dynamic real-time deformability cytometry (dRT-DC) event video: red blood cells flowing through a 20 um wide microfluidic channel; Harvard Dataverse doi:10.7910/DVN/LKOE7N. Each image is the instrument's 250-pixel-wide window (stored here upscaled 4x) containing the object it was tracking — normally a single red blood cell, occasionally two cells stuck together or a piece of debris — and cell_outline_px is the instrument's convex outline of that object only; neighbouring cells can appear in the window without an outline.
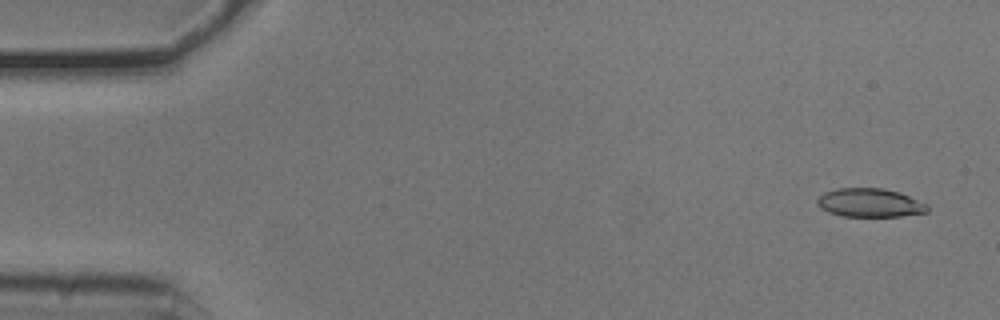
{"species": "common noctule bat (a hibernating species)", "species_latin": "Nyctalus noctula", "temperature_condition": "cold", "stored_images_in_passage": 53, "camera_frame_rate_fps": 3000, "um_per_image_px": 0.085, "animal": {"sex": "male", "body_mass_g": 20.5, "forearm_length_mm": 52.5}, "frame": {"image": 1, "passage_image": 3, "time_ms": 0.667, "image_size_px": [1000, 320], "cell_outline_px": [[928, 212], [900, 216], [840, 216], [828, 212], [820, 208], [816, 204], [816, 200], [824, 192], [836, 188], [884, 188], [900, 192], [928, 204]], "centroid_in_image_um": [73.92, 17.23], "position_along_channel_um": 11.1, "area_um2": 18.55}}
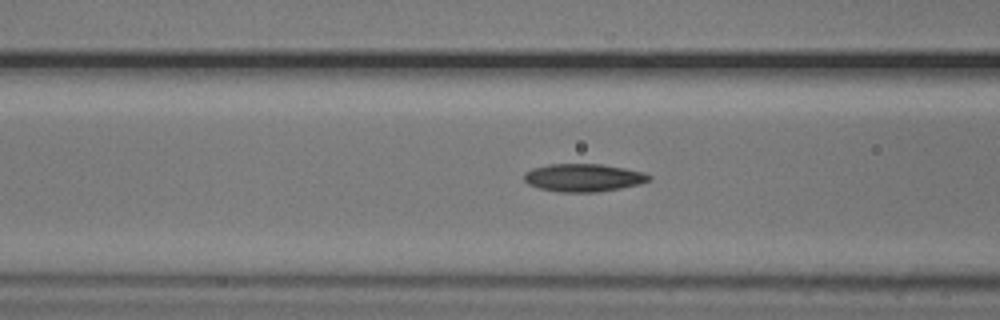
{"frame": {"image": 2, "passage_image": 21, "time_ms": 6.667, "image_size_px": [1000, 320], "cell_outline_px": [[652, 180], [640, 184], [620, 188], [596, 192], [560, 192], [540, 188], [528, 184], [524, 180], [524, 172], [532, 168], [548, 164], [600, 164], [624, 168], [644, 172], [652, 176]], "centroid_in_image_um": [49.6, 15.1], "position_along_channel_um": 117.0, "area_um2": 20.35}}
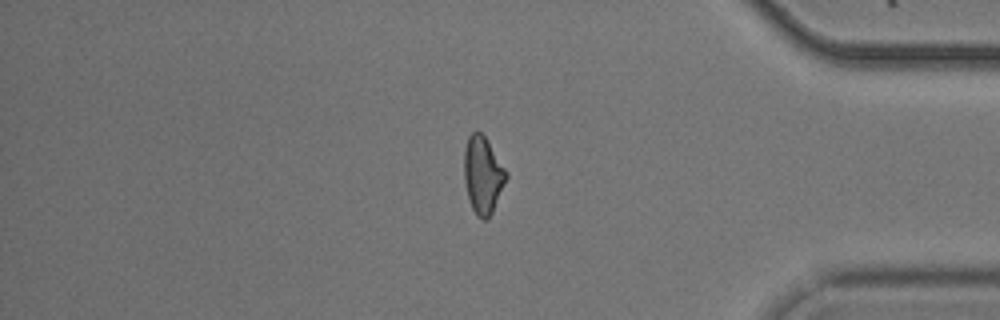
{"frame": {"image": 3, "passage_image": 45, "time_ms": 14.667, "image_size_px": [1000, 320], "cell_outline_px": [[508, 176], [492, 212], [484, 220], [476, 216], [472, 208], [468, 196], [464, 180], [464, 148], [468, 136], [472, 132], [480, 132], [484, 136], [508, 172]], "centroid_in_image_um": [41.03, 14.86], "position_along_channel_um": 394.2, "area_um2": 18.73}, "authors_computed_cell_mechanics": {"area_um2": 19.1896, "velocity_mm_per_s": 3.8028, "shape_relaxation_time_tau1_ms": null, "shape_relaxation_time_tau2_ms": 3.8636, "deformation_change_tau1": null, "deformation_change_tau2": 0.1153}}